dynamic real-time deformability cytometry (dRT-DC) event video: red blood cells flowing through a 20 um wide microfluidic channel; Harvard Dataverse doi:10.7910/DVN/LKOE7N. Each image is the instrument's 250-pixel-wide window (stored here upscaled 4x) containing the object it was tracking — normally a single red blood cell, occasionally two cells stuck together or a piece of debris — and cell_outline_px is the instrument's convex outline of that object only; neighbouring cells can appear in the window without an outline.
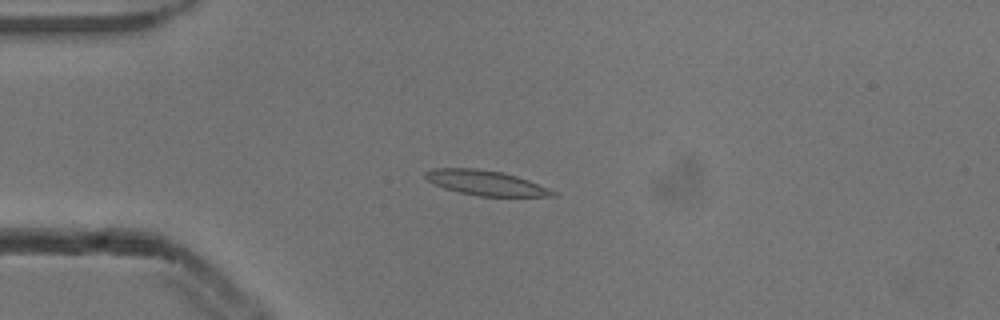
{"species": "common noctule bat (a hibernating species)", "species_latin": "Nyctalus noctula", "temperature_condition": "cold", "stored_images_in_passage": 54, "camera_frame_rate_fps": 3000, "um_per_image_px": 0.085, "animal": {"sex": "male", "body_mass_g": 13.3}, "frame": {"image": 1, "passage_image": 14, "time_ms": 4.333, "image_size_px": [1000, 320], "cell_outline_px": [[556, 196], [480, 196], [460, 192], [444, 188], [428, 180], [424, 176], [424, 172], [432, 168], [476, 168], [504, 172], [528, 180], [548, 188], [556, 192]], "centroid_in_image_um": [41.27, 15.53], "position_along_channel_um": 43.7, "area_um2": 18.32}}
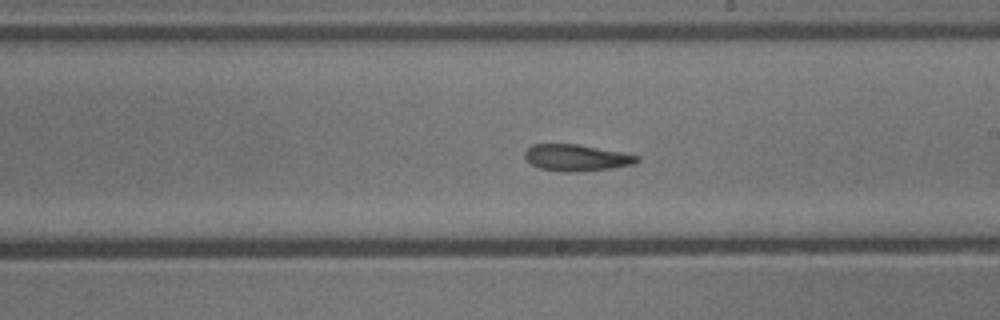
{"frame": {"image": 2, "passage_image": 31, "time_ms": 10.0, "image_size_px": [1000, 320], "cell_outline_px": [[640, 160], [636, 164], [612, 168], [576, 172], [564, 172], [540, 168], [532, 164], [524, 156], [524, 152], [532, 144], [576, 144], [624, 152], [640, 156]], "centroid_in_image_um": [49.05, 13.4], "position_along_channel_um": 240.0, "area_um2": 17.46}}
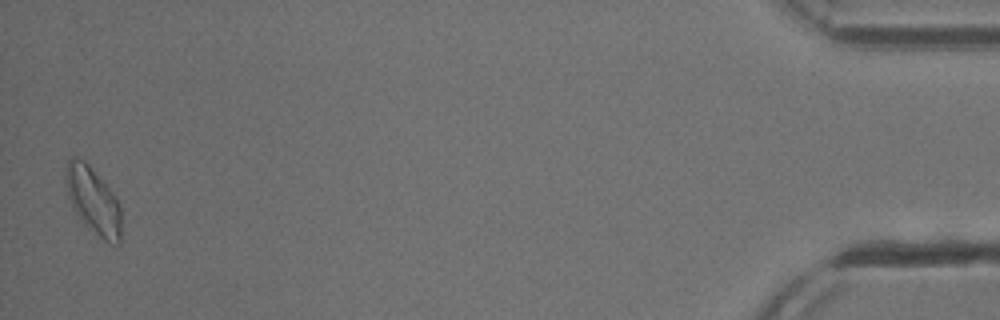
{"frame": {"image": 3, "passage_image": 53, "time_ms": 17.333, "image_size_px": [1000, 320], "cell_outline_px": [[120, 244], [116, 244], [104, 240], [72, 208], [68, 196], [64, 176], [64, 168], [68, 160], [72, 156], [84, 160], [88, 164], [112, 192], [120, 204]], "centroid_in_image_um": [7.89, 16.98], "position_along_channel_um": 427.3, "area_um2": 21.04}, "authors_computed_cell_mechanics": {"area_um2": 18.207, "velocity_mm_per_s": 3.8479, "shape_relaxation_time_tau1_ms": null, "shape_relaxation_time_tau2_ms": 8.9133, "deformation_change_tau1": null, "deformation_change_tau2": 0.1751}}